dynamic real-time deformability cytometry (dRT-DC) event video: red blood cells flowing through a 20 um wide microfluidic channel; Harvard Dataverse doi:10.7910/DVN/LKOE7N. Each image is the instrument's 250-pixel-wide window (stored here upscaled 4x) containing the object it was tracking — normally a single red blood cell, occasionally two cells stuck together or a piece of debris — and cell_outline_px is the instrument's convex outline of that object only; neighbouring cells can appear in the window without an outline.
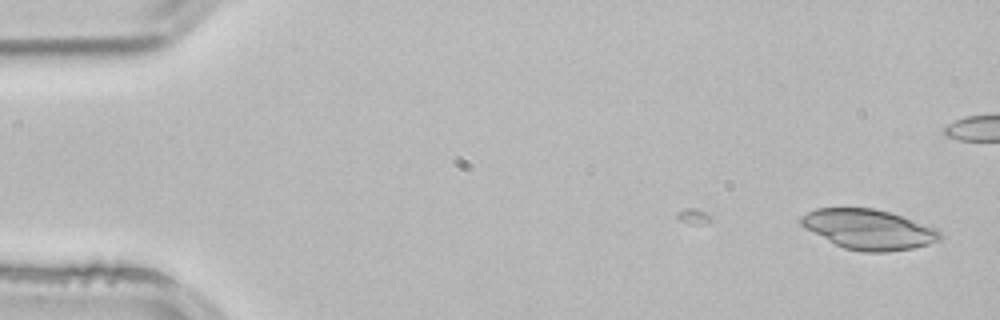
{"species": "common noctule bat (a hibernating species)", "species_latin": "Nyctalus noctula", "temperature_condition": "room temperature", "stored_images_in_passage": 4, "camera_frame_rate_fps": 3000, "um_per_image_px": 0.085, "animal": {"sex": "male", "body_mass_g": 21.5, "forearm_length_mm": 52.0}, "frame": {"image": 1, "passage_image": 1, "time_ms": 0.0, "image_size_px": [1000, 320], "cell_outline_px": [[940, 240], [928, 244], [912, 248], [888, 252], [864, 252], [844, 248], [804, 228], [800, 224], [800, 216], [816, 208], [872, 208], [888, 212], [936, 228], [940, 232]], "centroid_in_image_um": [73.81, 19.5], "position_along_channel_um": 11.2, "area_um2": 32.02}}